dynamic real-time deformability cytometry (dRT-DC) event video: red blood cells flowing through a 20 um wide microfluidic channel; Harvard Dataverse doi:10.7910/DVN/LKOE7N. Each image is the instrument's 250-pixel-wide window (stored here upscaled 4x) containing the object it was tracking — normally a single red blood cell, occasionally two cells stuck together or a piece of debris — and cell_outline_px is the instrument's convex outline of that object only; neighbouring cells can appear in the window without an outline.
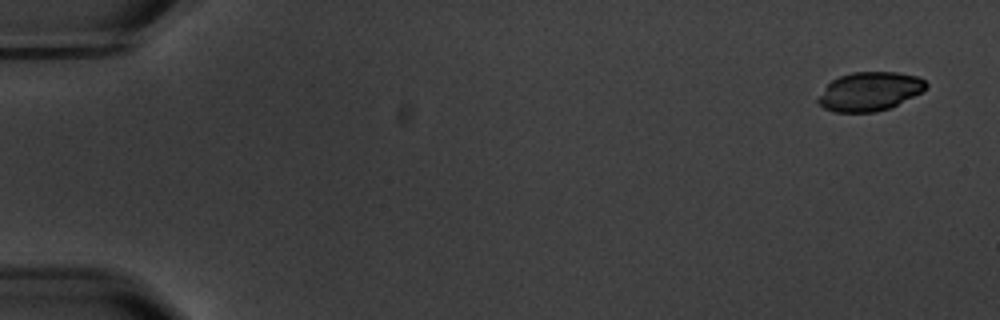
{"species": "common noctule bat (a hibernating species)", "species_latin": "Nyctalus noctula", "temperature_condition": "warm", "stored_images_in_passage": 8, "camera_frame_rate_fps": 3000, "um_per_image_px": 0.085, "animal": {"sex": "male", "body_mass_g": 20.1, "forearm_length_mm": 53.5}, "frame": {"image": 1, "passage_image": 1, "time_ms": 0.0, "image_size_px": [1000, 320], "cell_outline_px": [[928, 88], [924, 92], [888, 108], [876, 112], [836, 112], [824, 108], [816, 104], [816, 100], [828, 84], [832, 80], [840, 76], [852, 72], [896, 72], [916, 76], [924, 80], [928, 84]], "centroid_in_image_um": [73.93, 7.77], "position_along_channel_um": 11.1, "area_um2": 24.45}}
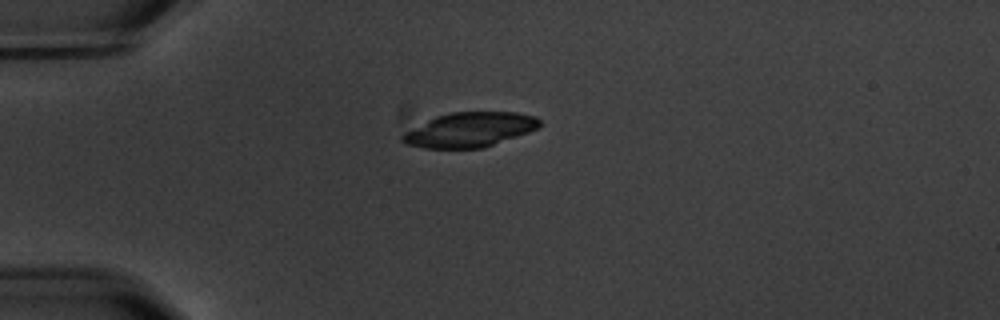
{"frame": {"image": 2, "passage_image": 4, "time_ms": 4.333, "image_size_px": [1000, 320], "cell_outline_px": [[540, 128], [484, 148], [424, 148], [404, 144], [400, 140], [400, 136], [404, 132], [436, 116], [452, 112], [516, 112], [536, 116], [540, 120]], "centroid_in_image_um": [39.92, 11.03], "position_along_channel_um": 45.1, "area_um2": 27.8}}